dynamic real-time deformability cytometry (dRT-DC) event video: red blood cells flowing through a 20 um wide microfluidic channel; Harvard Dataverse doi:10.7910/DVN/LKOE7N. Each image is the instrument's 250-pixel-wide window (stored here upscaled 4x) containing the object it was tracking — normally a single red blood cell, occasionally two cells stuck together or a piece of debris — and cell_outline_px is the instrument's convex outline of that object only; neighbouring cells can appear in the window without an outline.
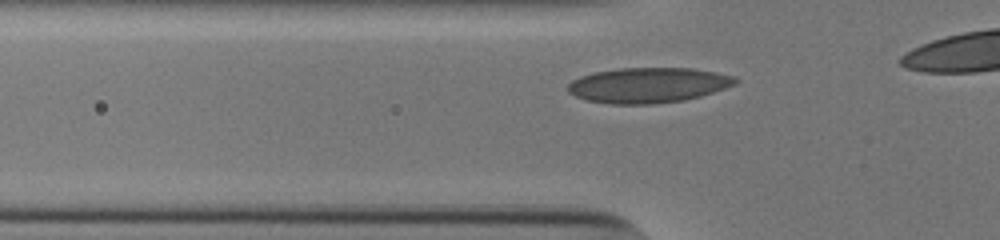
{"species": "human", "species_latin": "Homo sapiens", "temperature_condition": "cold", "stored_images_in_passage": 21, "camera_frame_rate_fps": 3000, "um_per_image_px": 0.085, "donor": {"sex": "male"}, "frame": {"image": 1, "passage_image": 5, "time_ms": 1.333, "image_size_px": [1000, 240], "cell_outline_px": [[740, 80], [736, 84], [700, 96], [684, 100], [652, 104], [608, 104], [588, 100], [576, 96], [568, 92], [568, 84], [572, 80], [580, 76], [596, 72], [620, 68], [692, 68], [716, 72], [736, 76]], "centroid_in_image_um": [55.11, 7.23], "position_along_channel_um": 70.7, "area_um2": 34.39}}
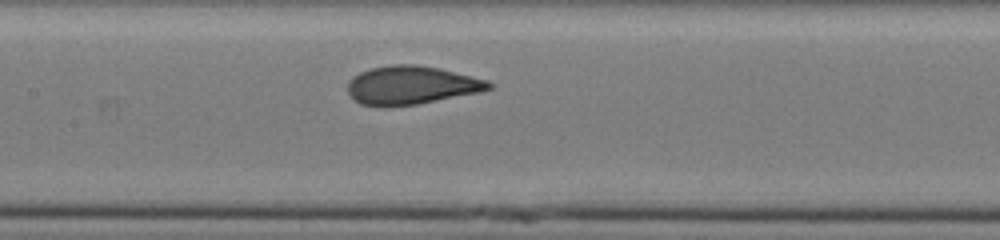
{"frame": {"image": 2, "passage_image": 13, "time_ms": 4.0, "image_size_px": [1000, 240], "cell_outline_px": [[496, 84], [492, 88], [484, 92], [416, 104], [388, 108], [380, 108], [360, 104], [352, 100], [348, 92], [348, 80], [352, 76], [360, 72], [372, 68], [392, 64], [416, 64], [440, 68], [488, 80]], "centroid_in_image_um": [34.97, 7.26], "position_along_channel_um": 172.4, "area_um2": 32.43}}
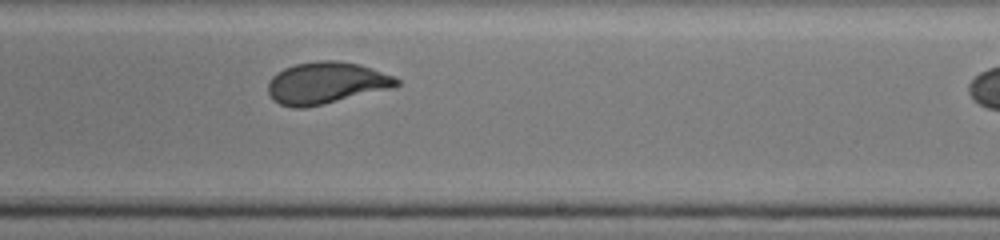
{"frame": {"image": 3, "passage_image": 20, "time_ms": 6.333, "image_size_px": [1000, 240], "cell_outline_px": [[400, 84], [396, 88], [324, 104], [304, 108], [292, 108], [280, 104], [272, 100], [268, 92], [268, 84], [272, 76], [276, 72], [284, 68], [296, 64], [320, 60], [336, 60], [360, 64], [392, 76], [400, 80]], "centroid_in_image_um": [27.73, 7.06], "position_along_channel_um": 261.3, "area_um2": 31.62}}